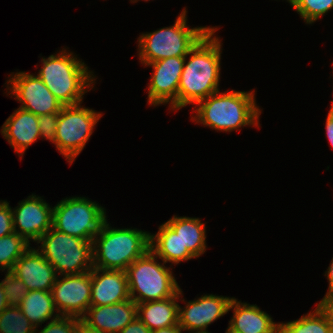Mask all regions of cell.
Here are the masks:
<instances>
[{
    "mask_svg": "<svg viewBox=\"0 0 333 333\" xmlns=\"http://www.w3.org/2000/svg\"><path fill=\"white\" fill-rule=\"evenodd\" d=\"M1 128L3 137L21 156L30 145L40 138L38 116L22 108L14 110Z\"/></svg>",
    "mask_w": 333,
    "mask_h": 333,
    "instance_id": "cell-18",
    "label": "cell"
},
{
    "mask_svg": "<svg viewBox=\"0 0 333 333\" xmlns=\"http://www.w3.org/2000/svg\"><path fill=\"white\" fill-rule=\"evenodd\" d=\"M61 276L51 290L56 311L60 316L81 319L91 306V271Z\"/></svg>",
    "mask_w": 333,
    "mask_h": 333,
    "instance_id": "cell-11",
    "label": "cell"
},
{
    "mask_svg": "<svg viewBox=\"0 0 333 333\" xmlns=\"http://www.w3.org/2000/svg\"><path fill=\"white\" fill-rule=\"evenodd\" d=\"M322 305L329 312L333 321V298L326 300Z\"/></svg>",
    "mask_w": 333,
    "mask_h": 333,
    "instance_id": "cell-38",
    "label": "cell"
},
{
    "mask_svg": "<svg viewBox=\"0 0 333 333\" xmlns=\"http://www.w3.org/2000/svg\"><path fill=\"white\" fill-rule=\"evenodd\" d=\"M0 283L5 291L8 307H20L21 301L29 292L26 284L11 271L6 272Z\"/></svg>",
    "mask_w": 333,
    "mask_h": 333,
    "instance_id": "cell-28",
    "label": "cell"
},
{
    "mask_svg": "<svg viewBox=\"0 0 333 333\" xmlns=\"http://www.w3.org/2000/svg\"><path fill=\"white\" fill-rule=\"evenodd\" d=\"M232 299L206 294L187 302L184 308L179 305L178 325L189 333H210L206 329L227 314Z\"/></svg>",
    "mask_w": 333,
    "mask_h": 333,
    "instance_id": "cell-13",
    "label": "cell"
},
{
    "mask_svg": "<svg viewBox=\"0 0 333 333\" xmlns=\"http://www.w3.org/2000/svg\"><path fill=\"white\" fill-rule=\"evenodd\" d=\"M181 289L173 296L164 300L149 301L137 304V317L151 330L178 325Z\"/></svg>",
    "mask_w": 333,
    "mask_h": 333,
    "instance_id": "cell-21",
    "label": "cell"
},
{
    "mask_svg": "<svg viewBox=\"0 0 333 333\" xmlns=\"http://www.w3.org/2000/svg\"><path fill=\"white\" fill-rule=\"evenodd\" d=\"M119 333H151V330L138 317H136Z\"/></svg>",
    "mask_w": 333,
    "mask_h": 333,
    "instance_id": "cell-32",
    "label": "cell"
},
{
    "mask_svg": "<svg viewBox=\"0 0 333 333\" xmlns=\"http://www.w3.org/2000/svg\"><path fill=\"white\" fill-rule=\"evenodd\" d=\"M19 308L36 328L45 321L53 320L60 316L54 313H57V311H55L56 308L51 291H29L21 301Z\"/></svg>",
    "mask_w": 333,
    "mask_h": 333,
    "instance_id": "cell-22",
    "label": "cell"
},
{
    "mask_svg": "<svg viewBox=\"0 0 333 333\" xmlns=\"http://www.w3.org/2000/svg\"><path fill=\"white\" fill-rule=\"evenodd\" d=\"M274 333H286L281 327H279Z\"/></svg>",
    "mask_w": 333,
    "mask_h": 333,
    "instance_id": "cell-40",
    "label": "cell"
},
{
    "mask_svg": "<svg viewBox=\"0 0 333 333\" xmlns=\"http://www.w3.org/2000/svg\"><path fill=\"white\" fill-rule=\"evenodd\" d=\"M255 91H217L199 101L191 120L214 130L232 132L245 126H260L261 110L256 104Z\"/></svg>",
    "mask_w": 333,
    "mask_h": 333,
    "instance_id": "cell-2",
    "label": "cell"
},
{
    "mask_svg": "<svg viewBox=\"0 0 333 333\" xmlns=\"http://www.w3.org/2000/svg\"><path fill=\"white\" fill-rule=\"evenodd\" d=\"M149 243V232L112 228L106 220L92 241L93 267L125 271L150 249Z\"/></svg>",
    "mask_w": 333,
    "mask_h": 333,
    "instance_id": "cell-4",
    "label": "cell"
},
{
    "mask_svg": "<svg viewBox=\"0 0 333 333\" xmlns=\"http://www.w3.org/2000/svg\"><path fill=\"white\" fill-rule=\"evenodd\" d=\"M105 210L85 197H67L53 207L52 227L70 236L93 241L107 220Z\"/></svg>",
    "mask_w": 333,
    "mask_h": 333,
    "instance_id": "cell-8",
    "label": "cell"
},
{
    "mask_svg": "<svg viewBox=\"0 0 333 333\" xmlns=\"http://www.w3.org/2000/svg\"><path fill=\"white\" fill-rule=\"evenodd\" d=\"M181 241L182 261L198 258L206 251V227L199 218L177 217L174 215L166 222Z\"/></svg>",
    "mask_w": 333,
    "mask_h": 333,
    "instance_id": "cell-20",
    "label": "cell"
},
{
    "mask_svg": "<svg viewBox=\"0 0 333 333\" xmlns=\"http://www.w3.org/2000/svg\"><path fill=\"white\" fill-rule=\"evenodd\" d=\"M59 113H49L38 116L40 138L49 140L55 145L56 127Z\"/></svg>",
    "mask_w": 333,
    "mask_h": 333,
    "instance_id": "cell-30",
    "label": "cell"
},
{
    "mask_svg": "<svg viewBox=\"0 0 333 333\" xmlns=\"http://www.w3.org/2000/svg\"><path fill=\"white\" fill-rule=\"evenodd\" d=\"M30 247V242L16 232L0 237V270L11 271L15 262Z\"/></svg>",
    "mask_w": 333,
    "mask_h": 333,
    "instance_id": "cell-25",
    "label": "cell"
},
{
    "mask_svg": "<svg viewBox=\"0 0 333 333\" xmlns=\"http://www.w3.org/2000/svg\"><path fill=\"white\" fill-rule=\"evenodd\" d=\"M8 307V300L0 283V314Z\"/></svg>",
    "mask_w": 333,
    "mask_h": 333,
    "instance_id": "cell-37",
    "label": "cell"
},
{
    "mask_svg": "<svg viewBox=\"0 0 333 333\" xmlns=\"http://www.w3.org/2000/svg\"><path fill=\"white\" fill-rule=\"evenodd\" d=\"M60 52L42 58L37 76L63 106L82 103L83 95L94 87L95 76L72 52L64 48Z\"/></svg>",
    "mask_w": 333,
    "mask_h": 333,
    "instance_id": "cell-3",
    "label": "cell"
},
{
    "mask_svg": "<svg viewBox=\"0 0 333 333\" xmlns=\"http://www.w3.org/2000/svg\"><path fill=\"white\" fill-rule=\"evenodd\" d=\"M325 276H327V280L329 281L328 291L326 292L323 299L318 304H323L326 300L333 298V258L332 261L325 272Z\"/></svg>",
    "mask_w": 333,
    "mask_h": 333,
    "instance_id": "cell-33",
    "label": "cell"
},
{
    "mask_svg": "<svg viewBox=\"0 0 333 333\" xmlns=\"http://www.w3.org/2000/svg\"><path fill=\"white\" fill-rule=\"evenodd\" d=\"M35 329L19 307H7L0 314V333H35Z\"/></svg>",
    "mask_w": 333,
    "mask_h": 333,
    "instance_id": "cell-26",
    "label": "cell"
},
{
    "mask_svg": "<svg viewBox=\"0 0 333 333\" xmlns=\"http://www.w3.org/2000/svg\"><path fill=\"white\" fill-rule=\"evenodd\" d=\"M81 104L63 106L58 114L55 146L70 164L84 149L102 117L100 112Z\"/></svg>",
    "mask_w": 333,
    "mask_h": 333,
    "instance_id": "cell-9",
    "label": "cell"
},
{
    "mask_svg": "<svg viewBox=\"0 0 333 333\" xmlns=\"http://www.w3.org/2000/svg\"><path fill=\"white\" fill-rule=\"evenodd\" d=\"M329 112L333 114V101H332V105H331V107H330Z\"/></svg>",
    "mask_w": 333,
    "mask_h": 333,
    "instance_id": "cell-41",
    "label": "cell"
},
{
    "mask_svg": "<svg viewBox=\"0 0 333 333\" xmlns=\"http://www.w3.org/2000/svg\"><path fill=\"white\" fill-rule=\"evenodd\" d=\"M287 1H288V2L290 3V5H291V4L293 3L294 0H287Z\"/></svg>",
    "mask_w": 333,
    "mask_h": 333,
    "instance_id": "cell-43",
    "label": "cell"
},
{
    "mask_svg": "<svg viewBox=\"0 0 333 333\" xmlns=\"http://www.w3.org/2000/svg\"><path fill=\"white\" fill-rule=\"evenodd\" d=\"M233 309V316L229 327L240 333H274L280 323H275L271 316L255 305L241 303L233 297L229 311Z\"/></svg>",
    "mask_w": 333,
    "mask_h": 333,
    "instance_id": "cell-19",
    "label": "cell"
},
{
    "mask_svg": "<svg viewBox=\"0 0 333 333\" xmlns=\"http://www.w3.org/2000/svg\"><path fill=\"white\" fill-rule=\"evenodd\" d=\"M11 272L26 284L29 291H51L58 276L39 250L32 247L15 262Z\"/></svg>",
    "mask_w": 333,
    "mask_h": 333,
    "instance_id": "cell-15",
    "label": "cell"
},
{
    "mask_svg": "<svg viewBox=\"0 0 333 333\" xmlns=\"http://www.w3.org/2000/svg\"><path fill=\"white\" fill-rule=\"evenodd\" d=\"M218 28L212 27L185 57L177 95V110L219 91L221 40L215 35Z\"/></svg>",
    "mask_w": 333,
    "mask_h": 333,
    "instance_id": "cell-1",
    "label": "cell"
},
{
    "mask_svg": "<svg viewBox=\"0 0 333 333\" xmlns=\"http://www.w3.org/2000/svg\"><path fill=\"white\" fill-rule=\"evenodd\" d=\"M150 250L162 262L179 264L182 261L181 241L177 234L166 222L159 226L156 234L150 233Z\"/></svg>",
    "mask_w": 333,
    "mask_h": 333,
    "instance_id": "cell-23",
    "label": "cell"
},
{
    "mask_svg": "<svg viewBox=\"0 0 333 333\" xmlns=\"http://www.w3.org/2000/svg\"><path fill=\"white\" fill-rule=\"evenodd\" d=\"M185 57H169L159 61L147 63L145 66L153 68L152 77L148 84V104L158 106L169 104L177 110V95Z\"/></svg>",
    "mask_w": 333,
    "mask_h": 333,
    "instance_id": "cell-12",
    "label": "cell"
},
{
    "mask_svg": "<svg viewBox=\"0 0 333 333\" xmlns=\"http://www.w3.org/2000/svg\"><path fill=\"white\" fill-rule=\"evenodd\" d=\"M225 333H240V332H237V331L233 330L232 328H230V327L228 326V328H227V330H226Z\"/></svg>",
    "mask_w": 333,
    "mask_h": 333,
    "instance_id": "cell-39",
    "label": "cell"
},
{
    "mask_svg": "<svg viewBox=\"0 0 333 333\" xmlns=\"http://www.w3.org/2000/svg\"><path fill=\"white\" fill-rule=\"evenodd\" d=\"M183 329L179 325L169 326L151 331V333H182Z\"/></svg>",
    "mask_w": 333,
    "mask_h": 333,
    "instance_id": "cell-36",
    "label": "cell"
},
{
    "mask_svg": "<svg viewBox=\"0 0 333 333\" xmlns=\"http://www.w3.org/2000/svg\"><path fill=\"white\" fill-rule=\"evenodd\" d=\"M79 320L80 318L76 317L59 316L50 320L41 331L35 329V333H76Z\"/></svg>",
    "mask_w": 333,
    "mask_h": 333,
    "instance_id": "cell-29",
    "label": "cell"
},
{
    "mask_svg": "<svg viewBox=\"0 0 333 333\" xmlns=\"http://www.w3.org/2000/svg\"><path fill=\"white\" fill-rule=\"evenodd\" d=\"M12 215L14 232L28 242H37L52 227L53 207L32 194L12 209Z\"/></svg>",
    "mask_w": 333,
    "mask_h": 333,
    "instance_id": "cell-14",
    "label": "cell"
},
{
    "mask_svg": "<svg viewBox=\"0 0 333 333\" xmlns=\"http://www.w3.org/2000/svg\"><path fill=\"white\" fill-rule=\"evenodd\" d=\"M132 1V3H136L137 1H139V0H130V2ZM145 1H149V0H145Z\"/></svg>",
    "mask_w": 333,
    "mask_h": 333,
    "instance_id": "cell-42",
    "label": "cell"
},
{
    "mask_svg": "<svg viewBox=\"0 0 333 333\" xmlns=\"http://www.w3.org/2000/svg\"><path fill=\"white\" fill-rule=\"evenodd\" d=\"M11 76L6 82V84L8 83L6 89L9 90V95H13L14 99L22 103L19 108L37 116L61 111L63 105L37 75L22 71L15 75L11 74Z\"/></svg>",
    "mask_w": 333,
    "mask_h": 333,
    "instance_id": "cell-10",
    "label": "cell"
},
{
    "mask_svg": "<svg viewBox=\"0 0 333 333\" xmlns=\"http://www.w3.org/2000/svg\"><path fill=\"white\" fill-rule=\"evenodd\" d=\"M36 243H41L37 250L55 268L58 276L82 274L93 268L92 241L51 227Z\"/></svg>",
    "mask_w": 333,
    "mask_h": 333,
    "instance_id": "cell-7",
    "label": "cell"
},
{
    "mask_svg": "<svg viewBox=\"0 0 333 333\" xmlns=\"http://www.w3.org/2000/svg\"><path fill=\"white\" fill-rule=\"evenodd\" d=\"M149 249L127 267L126 275L130 298L137 304L173 297L180 287L171 269L159 263ZM137 294V295H136Z\"/></svg>",
    "mask_w": 333,
    "mask_h": 333,
    "instance_id": "cell-6",
    "label": "cell"
},
{
    "mask_svg": "<svg viewBox=\"0 0 333 333\" xmlns=\"http://www.w3.org/2000/svg\"><path fill=\"white\" fill-rule=\"evenodd\" d=\"M137 317V303L131 298L118 304L91 305L81 320L103 333H119Z\"/></svg>",
    "mask_w": 333,
    "mask_h": 333,
    "instance_id": "cell-16",
    "label": "cell"
},
{
    "mask_svg": "<svg viewBox=\"0 0 333 333\" xmlns=\"http://www.w3.org/2000/svg\"><path fill=\"white\" fill-rule=\"evenodd\" d=\"M325 125H326L325 128H326L327 139L329 140L330 145L333 148V114L330 112L327 115Z\"/></svg>",
    "mask_w": 333,
    "mask_h": 333,
    "instance_id": "cell-34",
    "label": "cell"
},
{
    "mask_svg": "<svg viewBox=\"0 0 333 333\" xmlns=\"http://www.w3.org/2000/svg\"><path fill=\"white\" fill-rule=\"evenodd\" d=\"M187 11L184 8L173 26L163 27L138 38L139 60L142 64L169 57H186L189 51L212 27L187 26Z\"/></svg>",
    "mask_w": 333,
    "mask_h": 333,
    "instance_id": "cell-5",
    "label": "cell"
},
{
    "mask_svg": "<svg viewBox=\"0 0 333 333\" xmlns=\"http://www.w3.org/2000/svg\"><path fill=\"white\" fill-rule=\"evenodd\" d=\"M291 7L307 24H312L333 8V0H294Z\"/></svg>",
    "mask_w": 333,
    "mask_h": 333,
    "instance_id": "cell-27",
    "label": "cell"
},
{
    "mask_svg": "<svg viewBox=\"0 0 333 333\" xmlns=\"http://www.w3.org/2000/svg\"><path fill=\"white\" fill-rule=\"evenodd\" d=\"M286 333H333V321L323 305L317 304L314 311L300 319L280 323Z\"/></svg>",
    "mask_w": 333,
    "mask_h": 333,
    "instance_id": "cell-24",
    "label": "cell"
},
{
    "mask_svg": "<svg viewBox=\"0 0 333 333\" xmlns=\"http://www.w3.org/2000/svg\"><path fill=\"white\" fill-rule=\"evenodd\" d=\"M130 299L126 271L91 270V305L118 304Z\"/></svg>",
    "mask_w": 333,
    "mask_h": 333,
    "instance_id": "cell-17",
    "label": "cell"
},
{
    "mask_svg": "<svg viewBox=\"0 0 333 333\" xmlns=\"http://www.w3.org/2000/svg\"><path fill=\"white\" fill-rule=\"evenodd\" d=\"M76 333H103V332L89 327L80 319L77 325Z\"/></svg>",
    "mask_w": 333,
    "mask_h": 333,
    "instance_id": "cell-35",
    "label": "cell"
},
{
    "mask_svg": "<svg viewBox=\"0 0 333 333\" xmlns=\"http://www.w3.org/2000/svg\"><path fill=\"white\" fill-rule=\"evenodd\" d=\"M13 228V215L12 208L7 201H0V237L12 234Z\"/></svg>",
    "mask_w": 333,
    "mask_h": 333,
    "instance_id": "cell-31",
    "label": "cell"
}]
</instances>
